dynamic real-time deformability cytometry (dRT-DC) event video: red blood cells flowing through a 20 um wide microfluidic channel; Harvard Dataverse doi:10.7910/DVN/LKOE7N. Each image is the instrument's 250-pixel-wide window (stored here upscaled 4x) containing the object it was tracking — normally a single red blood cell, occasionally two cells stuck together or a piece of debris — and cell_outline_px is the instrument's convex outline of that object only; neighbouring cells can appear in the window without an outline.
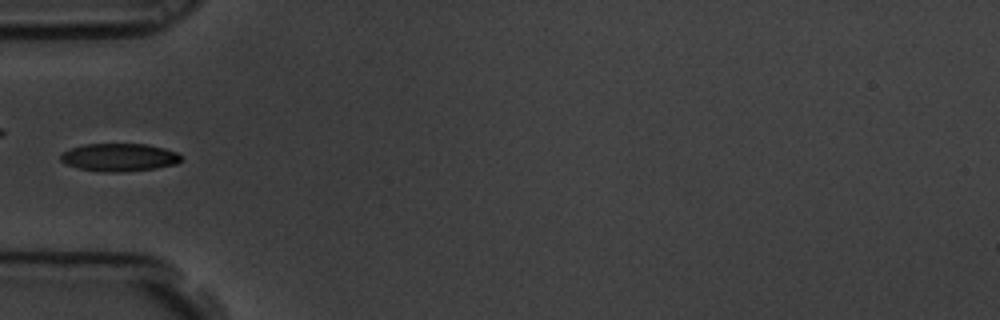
{"species": "common noctule bat (a hibernating species)", "species_latin": "Nyctalus noctula", "temperature_condition": "room temperature", "stored_images_in_passage": 9, "camera_frame_rate_fps": 3000, "um_per_image_px": 0.085, "animal": {"sex": "male", "body_mass_g": 19.5, "forearm_length_mm": 54.6}, "frame": {"image": 1, "passage_image": 6, "time_ms": 1.667, "image_size_px": [1000, 320], "cell_outline_px": [[180, 160], [176, 164], [156, 168], [120, 172], [104, 172], [80, 168], [64, 164], [60, 160], [60, 156], [64, 152], [72, 148], [84, 144], [144, 144], [164, 148], [176, 152], [180, 156]], "centroid_in_image_um": [10.11, 13.37], "position_along_channel_um": 74.9, "area_um2": 19.36}}
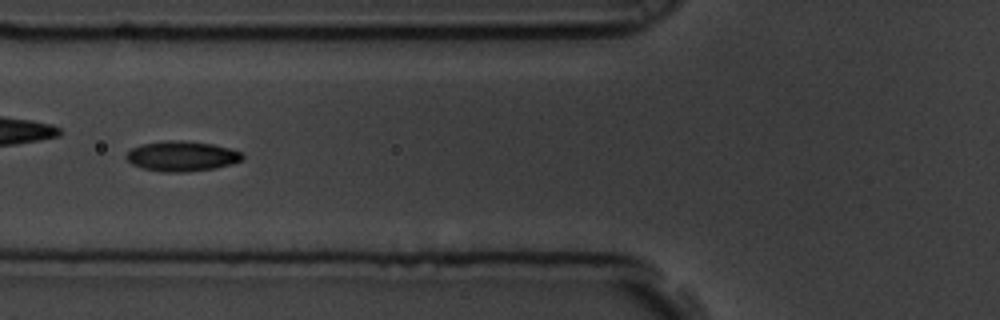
{"frame": {"image": 2, "passage_image": 7, "time_ms": 2.0, "image_size_px": [1000, 320], "cell_outline_px": [[244, 156], [240, 160], [232, 164], [216, 168], [184, 172], [160, 172], [144, 168], [132, 164], [124, 156], [132, 148], [144, 144], [176, 140], [180, 140], [212, 144], [228, 148], [240, 152]], "centroid_in_image_um": [15.45, 13.29], "position_along_channel_um": 110.3, "area_um2": 20.06}}
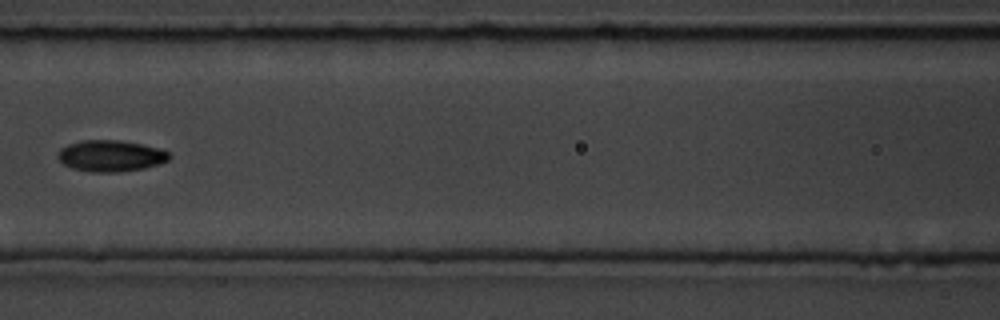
{"frame": {"image": 3, "passage_image": 8, "time_ms": 2.333, "image_size_px": [1000, 320], "cell_outline_px": [[172, 156], [168, 160], [160, 164], [144, 168], [116, 172], [92, 172], [72, 168], [64, 164], [56, 156], [60, 148], [68, 144], [84, 140], [120, 140], [160, 148], [168, 152]], "centroid_in_image_um": [9.41, 13.24], "position_along_channel_um": 157.2, "area_um2": 20.35}}